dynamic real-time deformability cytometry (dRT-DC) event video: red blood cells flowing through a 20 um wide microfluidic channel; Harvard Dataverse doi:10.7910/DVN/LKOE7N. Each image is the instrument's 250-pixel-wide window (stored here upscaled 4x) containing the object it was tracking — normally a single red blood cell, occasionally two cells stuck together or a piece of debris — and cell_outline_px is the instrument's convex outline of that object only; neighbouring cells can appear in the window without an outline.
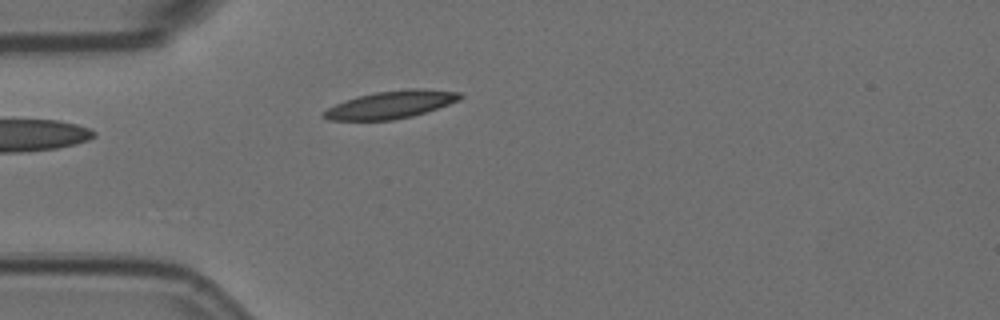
{"species": "Egyptian fruit bat (a non-hibernating species)", "species_latin": "Rousettus aegyptiacus", "temperature_condition": "room temperature", "stored_images_in_passage": 5, "camera_frame_rate_fps": 3000, "um_per_image_px": 0.085, "animal": {"sex": "female"}, "frame": {"image": 1, "passage_image": 3, "time_ms": 0.667, "image_size_px": [1000, 320], "cell_outline_px": [[464, 96], [460, 100], [412, 116], [392, 120], [328, 120], [320, 116], [320, 112], [344, 100], [356, 96], [376, 92], [408, 88], [424, 88], [460, 92]], "centroid_in_image_um": [33.19, 8.88], "position_along_channel_um": 51.8, "area_um2": 22.08}}
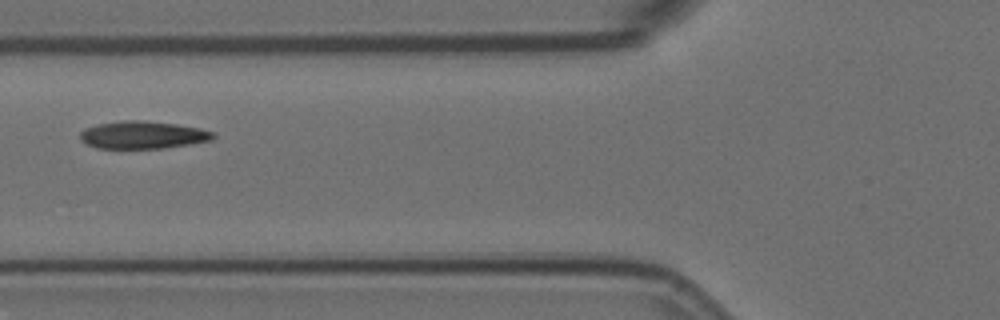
{"frame": {"image": 2, "passage_image": 5, "time_ms": 1.333, "image_size_px": [1000, 320], "cell_outline_px": [[216, 136], [212, 140], [164, 148], [96, 148], [84, 144], [80, 140], [80, 132], [84, 128], [96, 124], [124, 120], [144, 120], [176, 124], [200, 128], [216, 132]], "centroid_in_image_um": [12.12, 11.46], "position_along_channel_um": 113.7, "area_um2": 21.62}}